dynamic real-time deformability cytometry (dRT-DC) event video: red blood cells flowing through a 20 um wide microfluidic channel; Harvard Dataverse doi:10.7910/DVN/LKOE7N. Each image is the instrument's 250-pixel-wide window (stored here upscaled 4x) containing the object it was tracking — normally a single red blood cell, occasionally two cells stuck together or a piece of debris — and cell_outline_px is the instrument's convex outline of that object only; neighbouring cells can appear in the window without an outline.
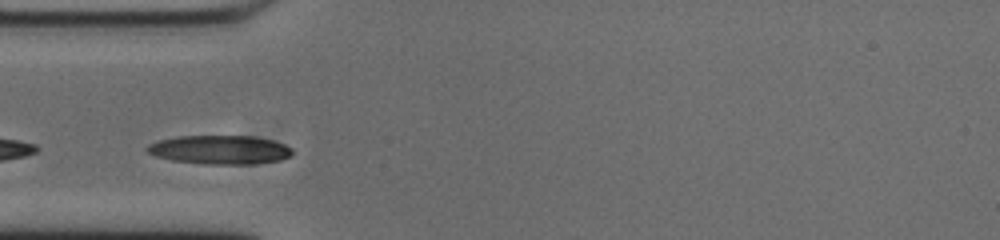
{"species": "common noctule bat (a hibernating species)", "species_latin": "Nyctalus noctula", "temperature_condition": "cold", "stored_images_in_passage": 7, "camera_frame_rate_fps": 3000, "um_per_image_px": 0.085, "animal": {"sex": "male", "body_mass_g": 20.0, "forearm_length_mm": 53.3}, "frame": {"image": 1, "passage_image": 4, "time_ms": 1.0, "image_size_px": [1000, 240], "cell_outline_px": [[296, 152], [292, 156], [280, 160], [256, 164], [204, 164], [172, 160], [156, 156], [148, 152], [148, 144], [160, 140], [176, 136], [252, 136], [272, 140], [284, 144], [292, 148]], "centroid_in_image_um": [18.76, 12.73], "position_along_channel_um": 66.2, "area_um2": 24.51}}